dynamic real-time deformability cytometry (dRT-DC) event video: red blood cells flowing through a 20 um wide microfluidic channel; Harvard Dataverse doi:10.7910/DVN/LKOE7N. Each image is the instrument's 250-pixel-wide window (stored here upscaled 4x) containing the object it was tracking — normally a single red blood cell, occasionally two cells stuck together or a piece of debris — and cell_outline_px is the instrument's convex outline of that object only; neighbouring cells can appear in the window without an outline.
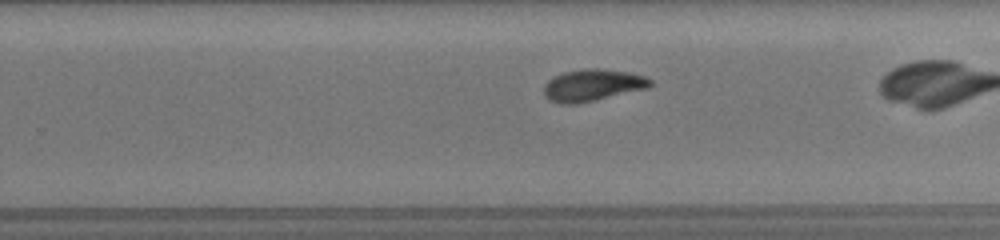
{"species": "common noctule bat (a hibernating species)", "species_latin": "Nyctalus noctula", "temperature_condition": "room temperature", "stored_images_in_passage": 21, "camera_frame_rate_fps": 3000, "um_per_image_px": 0.085, "animal": {"sex": "female", "body_mass_g": 19.5, "forearm_length_mm": 54.1}, "frame": {"image": 1, "passage_image": 15, "time_ms": 5.333, "image_size_px": [1000, 240], "cell_outline_px": [[652, 84], [648, 88], [576, 104], [560, 104], [548, 100], [544, 96], [544, 84], [548, 80], [564, 72], [588, 68], [600, 68], [628, 72], [644, 76], [652, 80]], "centroid_in_image_um": [50.34, 7.24], "position_along_channel_um": 279.5, "area_um2": 19.71}}